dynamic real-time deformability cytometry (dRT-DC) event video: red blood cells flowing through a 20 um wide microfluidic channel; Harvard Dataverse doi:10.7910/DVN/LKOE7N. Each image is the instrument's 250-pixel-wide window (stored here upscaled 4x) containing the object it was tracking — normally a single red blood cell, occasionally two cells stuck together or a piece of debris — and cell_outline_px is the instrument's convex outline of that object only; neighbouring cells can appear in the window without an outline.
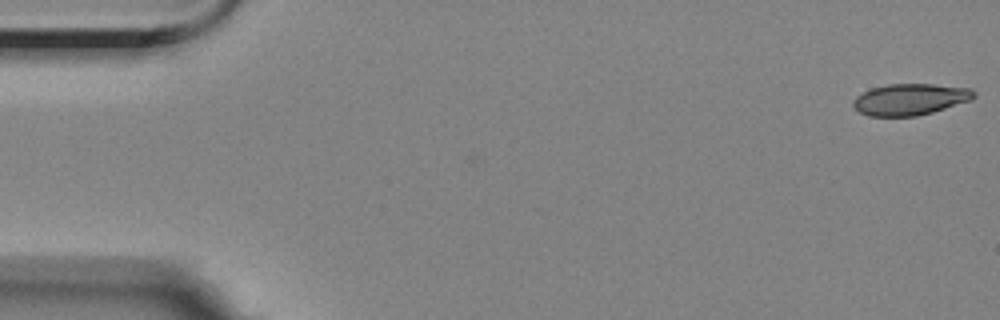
{"species": "Egyptian fruit bat (a non-hibernating species)", "species_latin": "Rousettus aegyptiacus", "temperature_condition": "room temperature", "stored_images_in_passage": 10, "camera_frame_rate_fps": 3000, "um_per_image_px": 0.085, "animal": {"sex": "female"}, "frame": {"image": 1, "passage_image": 1, "time_ms": 0.0, "image_size_px": [1000, 320], "cell_outline_px": [[976, 96], [972, 100], [932, 112], [916, 116], [868, 116], [852, 108], [852, 100], [856, 96], [872, 88], [888, 84], [932, 84], [972, 88], [976, 92]], "centroid_in_image_um": [77.36, 8.44], "position_along_channel_um": 7.6, "area_um2": 22.25}}